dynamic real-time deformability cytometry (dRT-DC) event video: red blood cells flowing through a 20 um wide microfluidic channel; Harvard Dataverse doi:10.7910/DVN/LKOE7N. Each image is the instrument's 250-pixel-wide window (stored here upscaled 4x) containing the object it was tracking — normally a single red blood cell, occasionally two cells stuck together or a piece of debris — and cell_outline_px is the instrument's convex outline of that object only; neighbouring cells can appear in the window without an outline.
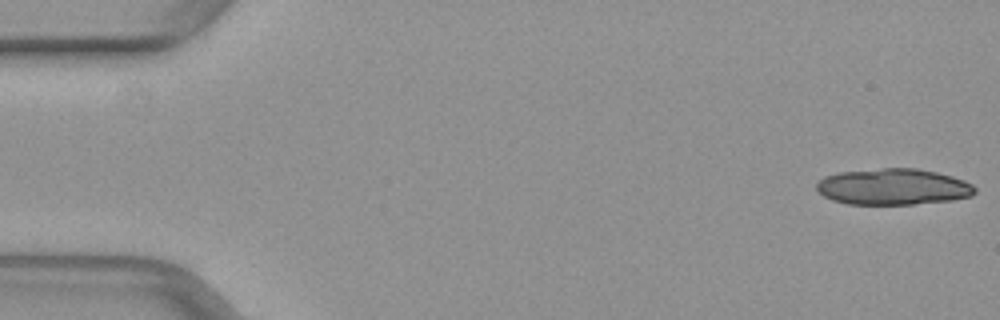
{"species": "common noctule bat (a hibernating species)", "species_latin": "Nyctalus noctula", "temperature_condition": "warm", "stored_images_in_passage": 50, "segment_of_instrument_passage": [1, 2], "camera_frame_rate_fps": 3000, "um_per_image_px": 0.085, "animal": {"sex": "female", "body_mass_g": 29.2, "forearm_length_mm": 56.3}, "frame": {"image": 1, "passage_image": 1, "time_ms": 0.0, "image_size_px": [1000, 320], "cell_outline_px": [[976, 192], [972, 196], [952, 200], [912, 204], [848, 204], [832, 200], [824, 196], [816, 188], [816, 184], [824, 176], [836, 172], [880, 168], [916, 168], [936, 172], [952, 176], [964, 180], [972, 184], [976, 188]], "centroid_in_image_um": [75.92, 15.87], "position_along_channel_um": 9.1, "area_um2": 33.58}}